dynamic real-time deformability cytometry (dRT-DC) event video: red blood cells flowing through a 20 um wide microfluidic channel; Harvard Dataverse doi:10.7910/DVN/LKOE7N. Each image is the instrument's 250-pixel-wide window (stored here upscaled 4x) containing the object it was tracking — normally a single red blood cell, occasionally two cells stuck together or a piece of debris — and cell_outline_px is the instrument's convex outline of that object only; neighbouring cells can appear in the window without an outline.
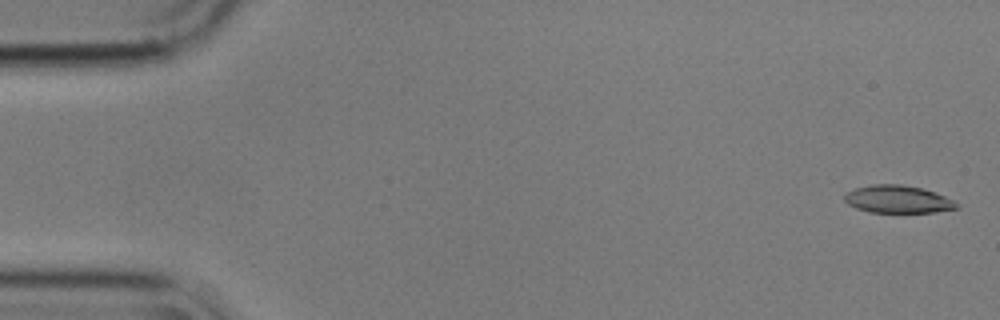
{"species": "common noctule bat (a hibernating species)", "species_latin": "Nyctalus noctula", "temperature_condition": "cold", "stored_images_in_passage": 56, "camera_frame_rate_fps": 3000, "um_per_image_px": 0.085, "animal": {"sex": "male", "body_mass_g": 17.9}, "frame": {"image": 1, "passage_image": 2, "time_ms": 0.333, "image_size_px": [1000, 320], "cell_outline_px": [[956, 208], [932, 212], [868, 212], [856, 208], [848, 204], [844, 200], [844, 196], [848, 192], [856, 188], [872, 184], [900, 184], [920, 188], [936, 192], [952, 200], [956, 204]], "centroid_in_image_um": [76.26, 16.93], "position_along_channel_um": 8.7, "area_um2": 17.74}}
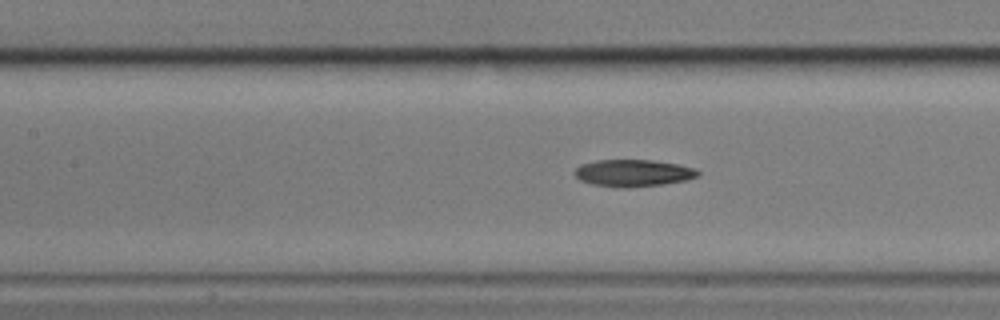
{"frame": {"image": 2, "passage_image": 25, "time_ms": 8.0, "image_size_px": [1000, 320], "cell_outline_px": [[700, 176], [688, 180], [664, 184], [628, 188], [620, 188], [592, 184], [580, 180], [572, 172], [580, 164], [596, 160], [652, 160], [676, 164], [696, 168], [700, 172]], "centroid_in_image_um": [53.83, 14.71], "position_along_channel_um": 153.6, "area_um2": 19.65}}
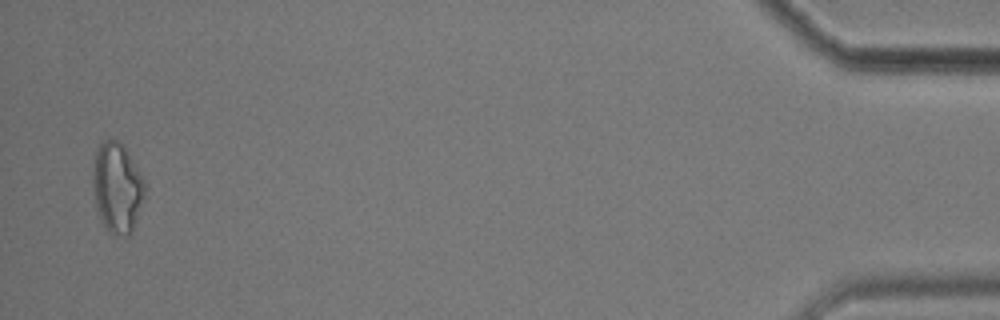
{"frame": {"image": 3, "passage_image": 55, "time_ms": 18.0, "image_size_px": [1000, 320], "cell_outline_px": [[144, 196], [132, 232], [128, 236], [112, 236], [104, 228], [100, 220], [96, 204], [92, 180], [92, 176], [96, 148], [104, 140], [116, 140], [124, 148], [144, 180]], "centroid_in_image_um": [9.93, 16.02], "position_along_channel_um": 425.3, "area_um2": 26.99}, "authors_computed_cell_mechanics": {"area_um2": 19.3919, "velocity_mm_per_s": 3.5724, "shape_relaxation_time_tau1_ms": 10.463, "shape_relaxation_time_tau2_ms": 5.1384, "deformation_change_tau1": 0.2466, "deformation_change_tau2": 0.152}}